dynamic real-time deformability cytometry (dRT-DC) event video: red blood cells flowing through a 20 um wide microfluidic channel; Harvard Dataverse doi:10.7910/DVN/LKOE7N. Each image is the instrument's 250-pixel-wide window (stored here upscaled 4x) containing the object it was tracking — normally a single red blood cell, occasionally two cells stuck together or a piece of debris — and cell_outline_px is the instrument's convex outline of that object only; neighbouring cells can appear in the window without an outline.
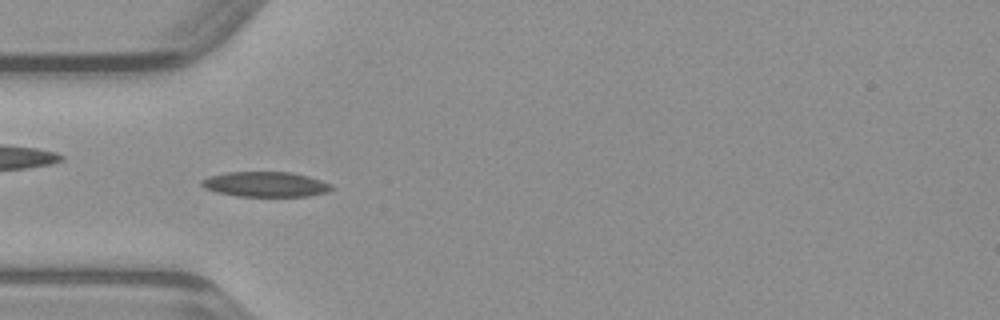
{"species": "common noctule bat (a hibernating species)", "species_latin": "Nyctalus noctula", "temperature_condition": "warm", "stored_images_in_passage": 43, "camera_frame_rate_fps": 3000, "um_per_image_px": 0.085, "animal": {"sex": "male", "body_mass_g": 23.1, "forearm_length_mm": 52.7}, "frame": {"image": 1, "passage_image": 10, "time_ms": 3.0, "image_size_px": [1000, 320], "cell_outline_px": [[332, 188], [328, 192], [308, 196], [236, 196], [216, 192], [204, 188], [200, 184], [200, 180], [208, 176], [228, 172], [292, 172], [308, 176], [332, 184]], "centroid_in_image_um": [22.54, 15.66], "position_along_channel_um": 62.5, "area_um2": 19.07}}
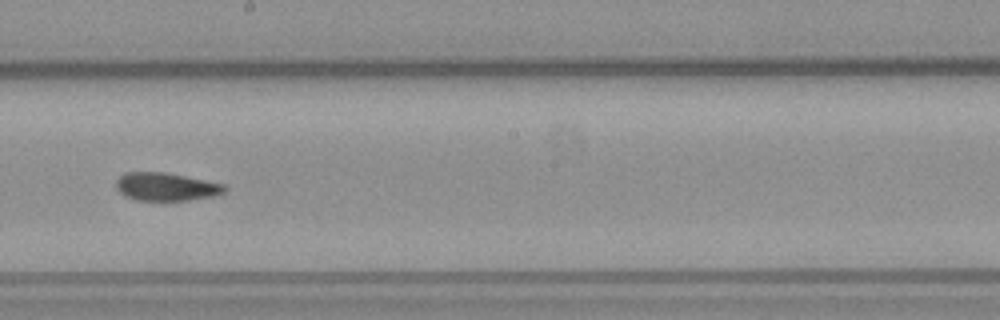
{"frame": {"image": 2, "passage_image": 22, "time_ms": 7.0, "image_size_px": [1000, 320], "cell_outline_px": [[228, 188], [224, 192], [216, 196], [188, 200], [136, 200], [124, 196], [116, 188], [116, 180], [124, 172], [164, 172], [224, 184]], "centroid_in_image_um": [14.11, 15.87], "position_along_channel_um": 234.1, "area_um2": 17.74}}
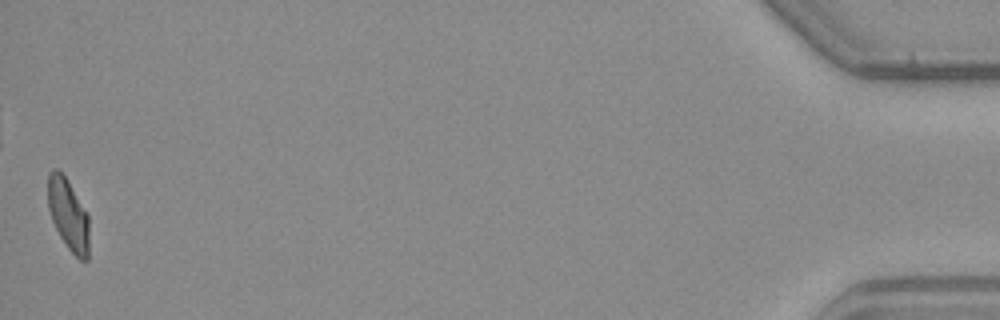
{"frame": {"image": 3, "passage_image": 43, "time_ms": 14.0, "image_size_px": [1000, 320], "cell_outline_px": [[88, 260], [80, 260], [68, 248], [60, 236], [52, 220], [48, 208], [48, 172], [56, 168], [68, 180], [88, 216]], "centroid_in_image_um": [5.79, 18.23], "position_along_channel_um": 429.4, "area_um2": 16.88}}